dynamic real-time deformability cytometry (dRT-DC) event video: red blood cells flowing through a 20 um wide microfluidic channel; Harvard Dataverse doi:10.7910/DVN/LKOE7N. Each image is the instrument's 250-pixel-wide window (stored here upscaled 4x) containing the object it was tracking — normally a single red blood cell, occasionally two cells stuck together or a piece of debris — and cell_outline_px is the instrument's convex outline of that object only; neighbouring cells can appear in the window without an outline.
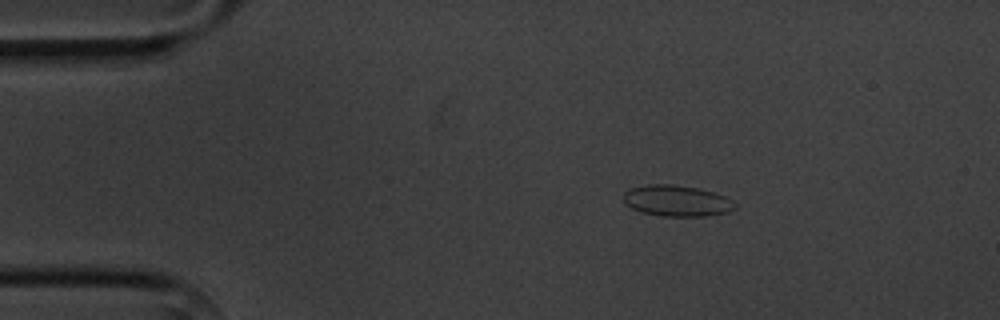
{"species": "common noctule bat (a hibernating species)", "species_latin": "Nyctalus noctula", "temperature_condition": "cold", "stored_images_in_passage": 3, "camera_frame_rate_fps": 3000, "um_per_image_px": 0.085, "animal": {"sex": "male", "body_mass_g": 20.1, "forearm_length_mm": 53.5}, "frame": {"image": 1, "passage_image": 1, "time_ms": 0.0, "image_size_px": [1000, 320], "cell_outline_px": [[736, 208], [728, 212], [704, 216], [660, 216], [640, 212], [624, 204], [624, 192], [628, 188], [648, 184], [672, 184], [696, 188], [712, 192], [724, 196], [732, 200], [736, 204]], "centroid_in_image_um": [57.49, 17.07], "position_along_channel_um": 27.5, "area_um2": 20.29}}